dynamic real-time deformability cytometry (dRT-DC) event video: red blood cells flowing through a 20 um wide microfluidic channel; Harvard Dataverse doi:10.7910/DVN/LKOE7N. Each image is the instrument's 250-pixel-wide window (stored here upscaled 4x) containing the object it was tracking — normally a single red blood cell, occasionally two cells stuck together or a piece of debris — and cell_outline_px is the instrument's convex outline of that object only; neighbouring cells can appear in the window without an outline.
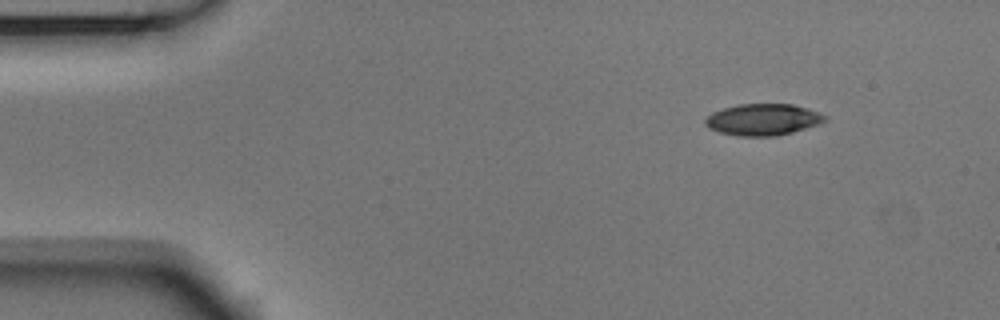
{"species": "Egyptian fruit bat (a non-hibernating species)", "species_latin": "Rousettus aegyptiacus", "temperature_condition": "room temperature", "stored_images_in_passage": 48, "camera_frame_rate_fps": 3000, "um_per_image_px": 0.085, "animal": {"sex": "male"}, "frame": {"image": 1, "passage_image": 1, "time_ms": 0.0, "image_size_px": [1000, 320], "cell_outline_px": [[828, 120], [820, 124], [792, 132], [776, 136], [736, 136], [720, 132], [708, 128], [704, 124], [704, 120], [712, 112], [724, 108], [740, 104], [792, 104], [808, 108], [828, 116]], "centroid_in_image_um": [64.87, 10.17], "position_along_channel_um": 20.1, "area_um2": 22.14}}
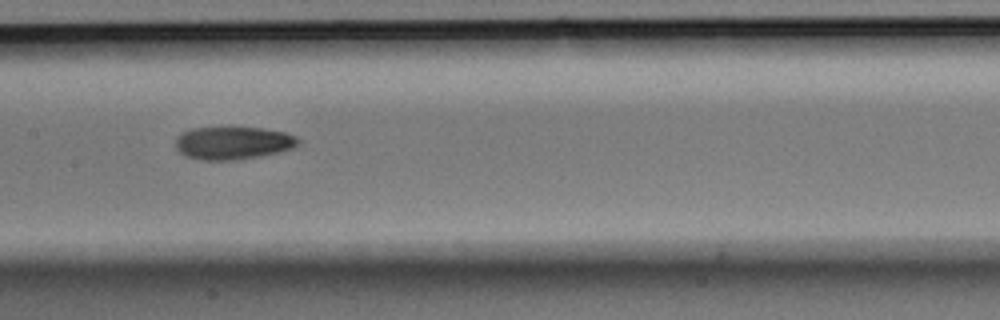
{"frame": {"image": 2, "passage_image": 21, "time_ms": 6.667, "image_size_px": [1000, 320], "cell_outline_px": [[300, 144], [292, 148], [260, 156], [236, 160], [200, 160], [188, 156], [180, 152], [176, 148], [176, 140], [180, 132], [192, 128], [228, 124], [260, 128], [284, 132], [296, 136], [300, 140]], "centroid_in_image_um": [19.78, 12.1], "position_along_channel_um": 187.6, "area_um2": 24.28}}
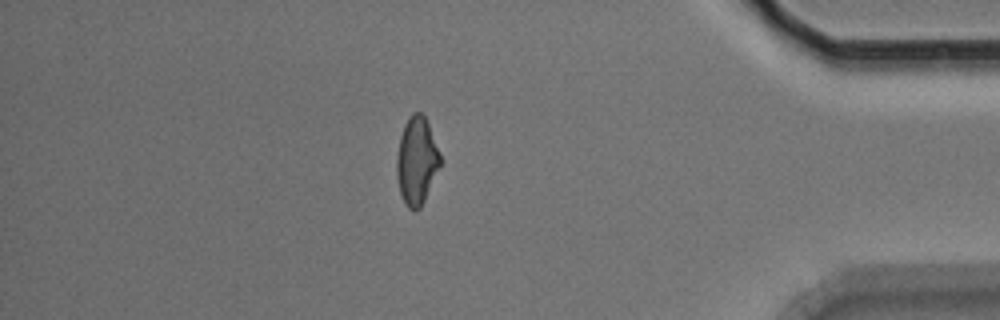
{"frame": {"image": 3, "passage_image": 41, "time_ms": 13.333, "image_size_px": [1000, 320], "cell_outline_px": [[440, 164], [424, 200], [420, 208], [416, 212], [408, 208], [404, 204], [400, 192], [396, 176], [396, 156], [400, 136], [404, 124], [408, 116], [412, 112], [420, 112], [424, 116], [428, 124], [440, 152]], "centroid_in_image_um": [35.38, 13.66], "position_along_channel_um": 399.8, "area_um2": 22.2}, "authors_computed_cell_mechanics": {"area_um2": 22.6576, "velocity_mm_per_s": 3.7454, "shape_relaxation_time_tau1_ms": 7.1496, "shape_relaxation_time_tau2_ms": 4.3505, "deformation_change_tau1": 0.1812, "deformation_change_tau2": 0.1166}}